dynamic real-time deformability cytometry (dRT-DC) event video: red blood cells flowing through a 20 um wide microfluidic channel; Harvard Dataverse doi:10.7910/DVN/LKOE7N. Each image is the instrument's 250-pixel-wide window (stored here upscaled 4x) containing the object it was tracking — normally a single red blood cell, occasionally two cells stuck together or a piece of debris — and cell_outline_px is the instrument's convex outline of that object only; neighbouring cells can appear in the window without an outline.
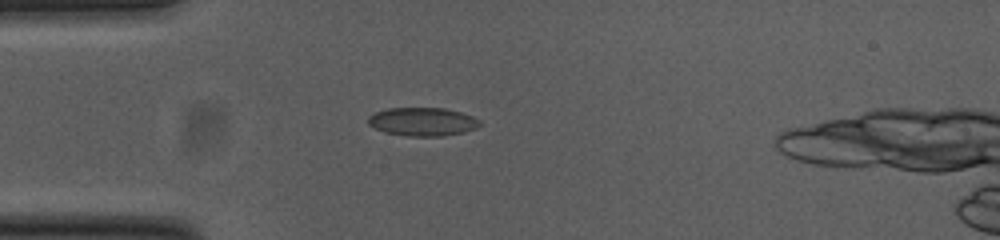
{"species": "common noctule bat (a hibernating species)", "species_latin": "Nyctalus noctula", "temperature_condition": "cold", "stored_images_in_passage": 49, "camera_frame_rate_fps": 3000, "um_per_image_px": 0.085, "animal": {"sex": "female", "body_mass_g": 23.0, "forearm_length_mm": 53.4}, "frame": {"image": 1, "passage_image": 13, "time_ms": 4.0, "image_size_px": [1000, 240], "cell_outline_px": [[480, 124], [476, 128], [464, 132], [440, 136], [408, 136], [384, 132], [368, 124], [368, 116], [376, 112], [388, 108], [444, 108], [460, 112], [472, 116], [480, 120]], "centroid_in_image_um": [35.91, 10.34], "position_along_channel_um": 49.1, "area_um2": 18.38}}
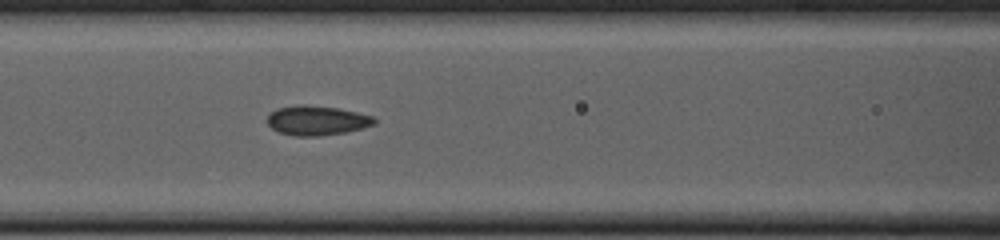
{"frame": {"image": 2, "passage_image": 21, "time_ms": 6.667, "image_size_px": [1000, 240], "cell_outline_px": [[376, 124], [344, 132], [316, 136], [296, 136], [280, 132], [272, 128], [268, 124], [268, 116], [276, 108], [296, 104], [304, 104], [340, 108], [372, 116], [376, 120]], "centroid_in_image_um": [26.92, 10.22], "position_along_channel_um": 139.7, "area_um2": 18.32}}
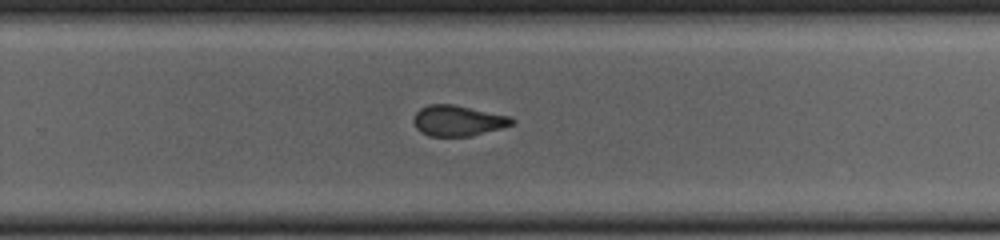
{"frame": {"image": 3, "passage_image": 33, "time_ms": 10.667, "image_size_px": [1000, 240], "cell_outline_px": [[516, 124], [472, 136], [428, 136], [420, 132], [416, 128], [412, 120], [416, 112], [420, 108], [428, 104], [456, 104], [512, 116], [516, 120]], "centroid_in_image_um": [38.96, 10.25], "position_along_channel_um": 290.8, "area_um2": 18.03}}